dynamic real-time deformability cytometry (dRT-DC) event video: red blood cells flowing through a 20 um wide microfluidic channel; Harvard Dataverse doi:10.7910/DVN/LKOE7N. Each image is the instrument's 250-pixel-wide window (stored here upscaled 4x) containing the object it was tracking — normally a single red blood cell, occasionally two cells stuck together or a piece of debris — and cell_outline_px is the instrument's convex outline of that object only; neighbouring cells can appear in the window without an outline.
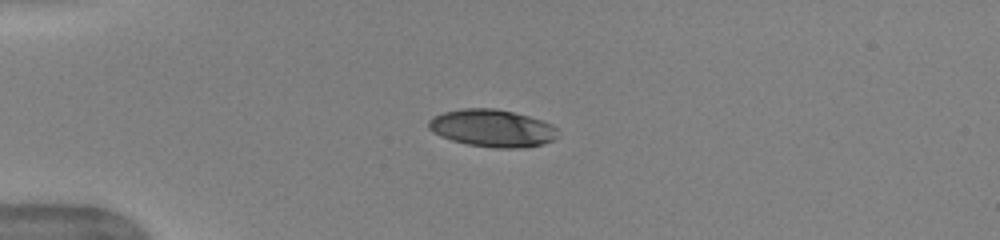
{"species": "human", "species_latin": "Homo sapiens", "temperature_condition": "warm", "stored_images_in_passage": 39, "camera_frame_rate_fps": 3000, "um_per_image_px": 0.085, "donor": {"sex": "female"}, "frame": {"image": 1, "passage_image": 1, "time_ms": 0.0, "image_size_px": [1000, 240], "cell_outline_px": [[556, 136], [552, 140], [540, 144], [520, 148], [492, 148], [468, 144], [452, 140], [440, 136], [432, 132], [428, 128], [428, 120], [432, 116], [444, 112], [464, 108], [496, 108], [528, 116], [552, 124], [556, 128]], "centroid_in_image_um": [41.78, 10.89], "position_along_channel_um": 43.2, "area_um2": 28.03}}
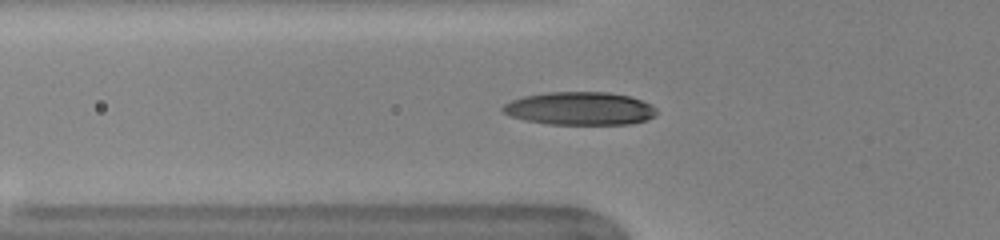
{"frame": {"image": 2, "passage_image": 6, "time_ms": 1.667, "image_size_px": [1000, 240], "cell_outline_px": [[656, 112], [648, 120], [632, 124], [548, 124], [524, 120], [512, 116], [504, 112], [500, 108], [504, 104], [512, 100], [524, 96], [548, 92], [608, 92], [628, 96], [652, 104], [656, 108]], "centroid_in_image_um": [49.29, 9.22], "position_along_channel_um": 76.5, "area_um2": 29.59}}
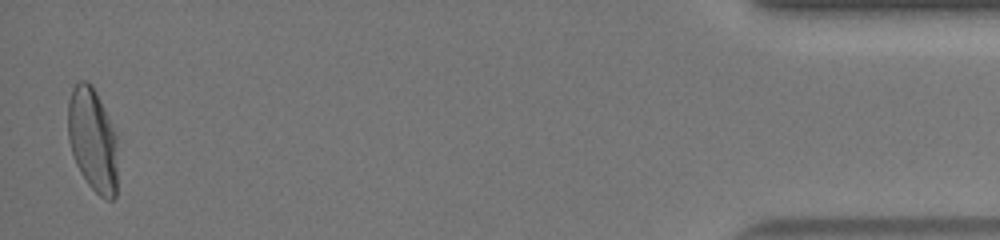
{"frame": {"image": 3, "passage_image": 38, "time_ms": 12.333, "image_size_px": [1000, 240], "cell_outline_px": [[116, 196], [112, 200], [104, 200], [88, 184], [80, 172], [76, 164], [68, 140], [68, 100], [72, 88], [80, 80], [84, 80], [92, 84], [116, 132]], "centroid_in_image_um": [7.87, 11.88], "position_along_channel_um": 427.3, "area_um2": 30.06}, "authors_computed_cell_mechanics": {"area_um2": 28.9, "velocity_mm_per_s": 3.9935, "shape_relaxation_time_tau1_ms": 3.4074, "shape_relaxation_time_tau2_ms": 0.6038, "deformation_change_tau1": 0.1936, "deformation_change_tau2": 0.0473}}